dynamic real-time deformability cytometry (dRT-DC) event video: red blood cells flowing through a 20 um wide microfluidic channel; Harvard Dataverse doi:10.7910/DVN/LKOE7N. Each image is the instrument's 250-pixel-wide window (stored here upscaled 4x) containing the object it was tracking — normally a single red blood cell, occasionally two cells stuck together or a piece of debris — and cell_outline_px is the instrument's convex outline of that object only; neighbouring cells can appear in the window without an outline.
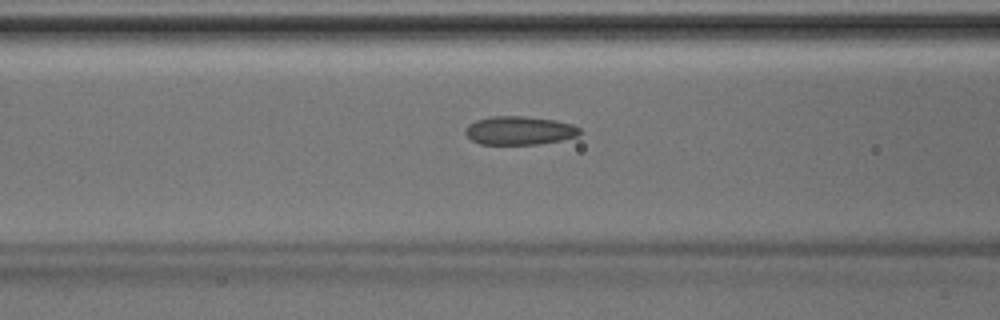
{"species": "Egyptian fruit bat (a non-hibernating species)", "species_latin": "Rousettus aegyptiacus", "temperature_condition": "room temperature", "stored_images_in_passage": 27, "camera_frame_rate_fps": 3000, "um_per_image_px": 0.085, "animal": {"sex": "male"}, "frame": {"image": 1, "passage_image": 5, "time_ms": 1.333, "image_size_px": [1000, 320], "cell_outline_px": [[580, 132], [576, 136], [560, 140], [540, 144], [480, 144], [472, 140], [464, 132], [464, 128], [468, 124], [476, 120], [492, 116], [524, 116], [556, 120], [572, 124], [580, 128]], "centroid_in_image_um": [44.12, 11.09], "position_along_channel_um": 122.5, "area_um2": 19.02}}
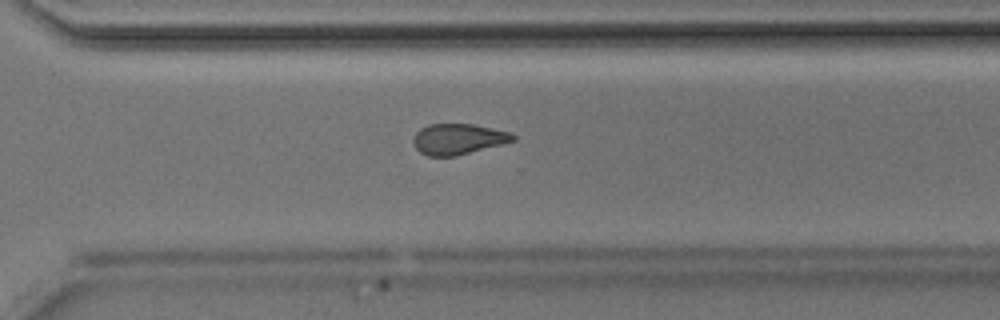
{"frame": {"image": 2, "passage_image": 19, "time_ms": 6.0, "image_size_px": [1000, 320], "cell_outline_px": [[516, 140], [456, 156], [428, 156], [420, 152], [416, 148], [412, 140], [416, 132], [420, 128], [428, 124], [472, 124], [512, 132], [516, 136]], "centroid_in_image_um": [38.94, 11.81], "position_along_channel_um": 331.7, "area_um2": 17.86}}
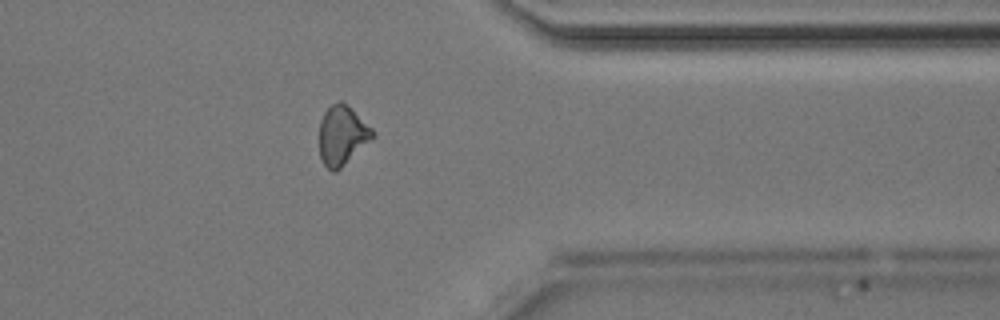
{"frame": {"image": 3, "passage_image": 23, "time_ms": 7.333, "image_size_px": [1000, 320], "cell_outline_px": [[376, 136], [336, 172], [332, 172], [324, 164], [320, 156], [320, 120], [324, 112], [332, 104], [340, 100], [348, 104], [372, 128]], "centroid_in_image_um": [29.1, 11.49], "position_along_channel_um": 382.3, "area_um2": 18.5}}